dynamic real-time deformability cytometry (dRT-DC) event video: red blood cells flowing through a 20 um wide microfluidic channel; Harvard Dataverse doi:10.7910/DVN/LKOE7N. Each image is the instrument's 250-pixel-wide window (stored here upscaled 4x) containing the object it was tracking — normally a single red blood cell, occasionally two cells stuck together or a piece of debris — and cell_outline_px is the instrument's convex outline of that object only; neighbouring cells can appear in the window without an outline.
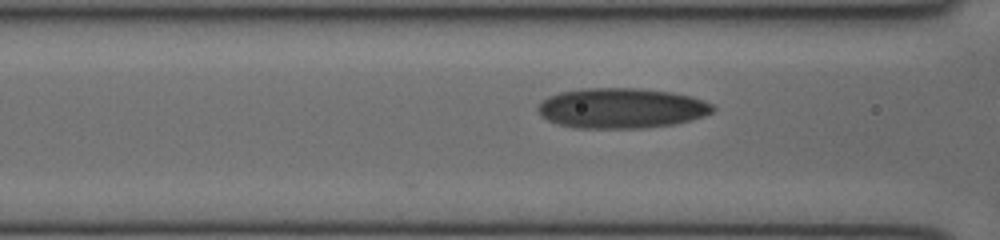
{"species": "human", "species_latin": "Homo sapiens", "temperature_condition": "cold", "stored_images_in_passage": 6, "camera_frame_rate_fps": 3000, "um_per_image_px": 0.085, "donor": {"sex": "female"}, "frame": {"image": 1, "passage_image": 4, "time_ms": 1.0, "image_size_px": [1000, 240], "cell_outline_px": [[716, 108], [712, 112], [704, 116], [692, 120], [672, 124], [644, 128], [576, 128], [560, 124], [548, 120], [540, 116], [536, 108], [548, 96], [560, 92], [580, 88], [640, 88], [672, 92], [692, 96], [704, 100], [712, 104]], "centroid_in_image_um": [52.83, 9.19], "position_along_channel_um": 113.8, "area_um2": 41.21}}